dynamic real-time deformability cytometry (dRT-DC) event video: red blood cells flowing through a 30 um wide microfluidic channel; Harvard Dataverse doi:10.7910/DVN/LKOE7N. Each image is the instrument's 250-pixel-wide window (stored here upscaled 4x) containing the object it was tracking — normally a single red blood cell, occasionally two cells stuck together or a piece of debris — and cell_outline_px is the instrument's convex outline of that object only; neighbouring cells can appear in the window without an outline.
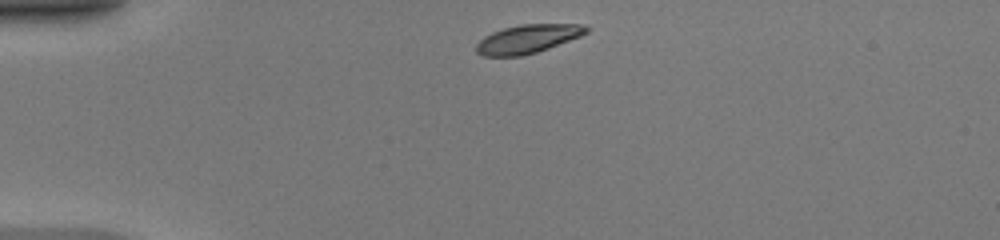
{"species": "common noctule bat (a hibernating species)", "species_latin": "Nyctalus noctula", "temperature_condition": "warm", "stored_images_in_passage": 39, "camera_frame_rate_fps": 3000, "um_per_image_px": 0.085, "animal": {"sex": "female", "body_mass_g": 20.0, "forearm_length_mm": 54.0}, "frame": {"image": 1, "passage_image": 1, "time_ms": 0.0, "image_size_px": [1000, 240], "cell_outline_px": [[592, 28], [588, 32], [580, 36], [548, 48], [536, 52], [520, 56], [484, 56], [476, 52], [476, 44], [484, 36], [492, 32], [504, 28], [520, 24], [584, 24]], "centroid_in_image_um": [44.87, 3.29], "position_along_channel_um": 40.1, "area_um2": 18.32}}
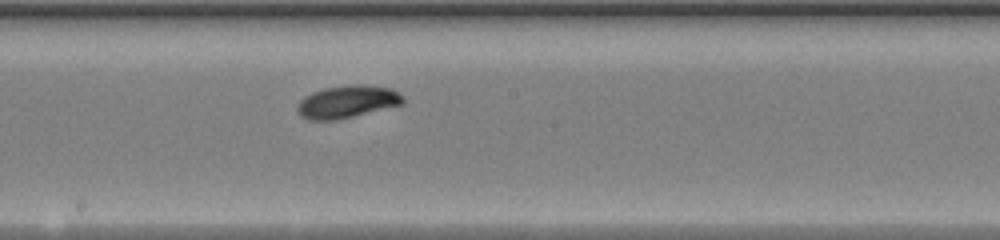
{"frame": {"image": 2, "passage_image": 17, "time_ms": 5.333, "image_size_px": [1000, 240], "cell_outline_px": [[404, 104], [336, 120], [308, 120], [300, 116], [296, 112], [296, 104], [304, 96], [312, 92], [324, 88], [352, 84], [360, 84], [392, 88], [404, 96]], "centroid_in_image_um": [29.49, 8.64], "position_along_channel_um": 218.7, "area_um2": 20.29}}
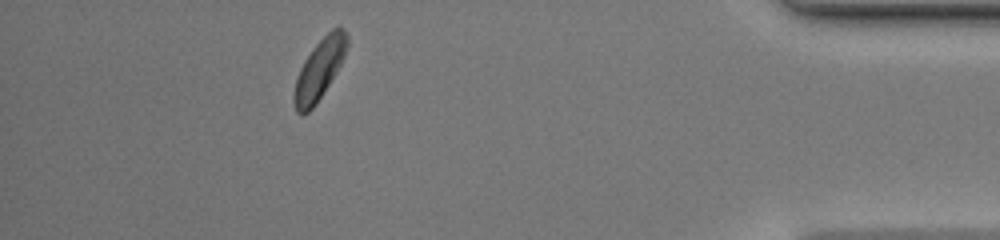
{"frame": {"image": 3, "passage_image": 34, "time_ms": 11.0, "image_size_px": [1000, 240], "cell_outline_px": [[348, 44], [344, 56], [336, 72], [316, 104], [308, 112], [300, 116], [296, 112], [292, 100], [292, 96], [296, 80], [300, 68], [304, 60], [312, 48], [332, 28], [340, 24], [344, 28], [348, 36]], "centroid_in_image_um": [27.13, 5.89], "position_along_channel_um": 408.1, "area_um2": 18.73}, "authors_computed_cell_mechanics": {"area_um2": 18.785, "velocity_mm_per_s": 4.1509, "shape_relaxation_time_tau1_ms": 1.204, "shape_relaxation_time_tau2_ms": null, "deformation_change_tau1": 0.113, "deformation_change_tau2": null}}